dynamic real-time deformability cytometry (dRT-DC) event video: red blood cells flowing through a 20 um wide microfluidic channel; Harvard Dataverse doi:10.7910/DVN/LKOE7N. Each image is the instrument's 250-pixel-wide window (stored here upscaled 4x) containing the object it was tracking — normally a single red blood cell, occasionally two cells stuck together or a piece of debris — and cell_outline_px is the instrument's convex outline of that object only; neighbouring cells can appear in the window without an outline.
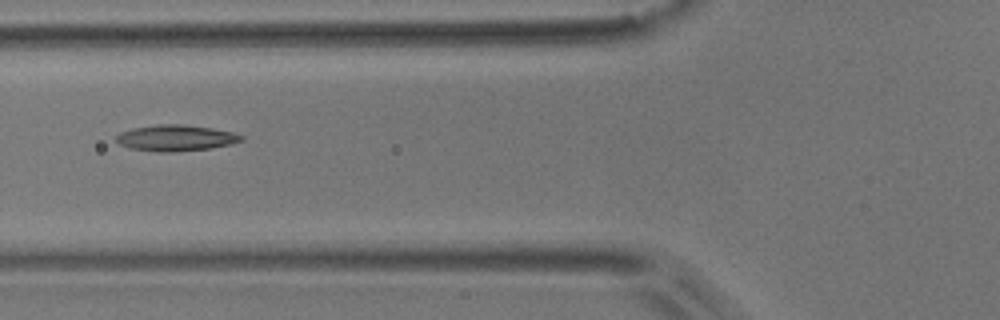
{"species": "common noctule bat (a hibernating species)", "species_latin": "Nyctalus noctula", "temperature_condition": "room temperature", "stored_images_in_passage": 5, "camera_frame_rate_fps": 3000, "um_per_image_px": 0.085, "animal": {"sex": "male", "body_mass_g": 17.9}, "frame": {"image": 1, "passage_image": 5, "time_ms": 1.333, "image_size_px": [1000, 320], "cell_outline_px": [[244, 140], [228, 144], [208, 148], [172, 152], [156, 152], [132, 148], [120, 144], [116, 140], [116, 136], [120, 132], [132, 128], [156, 124], [180, 124], [212, 128], [232, 132], [244, 136]], "centroid_in_image_um": [14.92, 11.72], "position_along_channel_um": 110.9, "area_um2": 18.84}}